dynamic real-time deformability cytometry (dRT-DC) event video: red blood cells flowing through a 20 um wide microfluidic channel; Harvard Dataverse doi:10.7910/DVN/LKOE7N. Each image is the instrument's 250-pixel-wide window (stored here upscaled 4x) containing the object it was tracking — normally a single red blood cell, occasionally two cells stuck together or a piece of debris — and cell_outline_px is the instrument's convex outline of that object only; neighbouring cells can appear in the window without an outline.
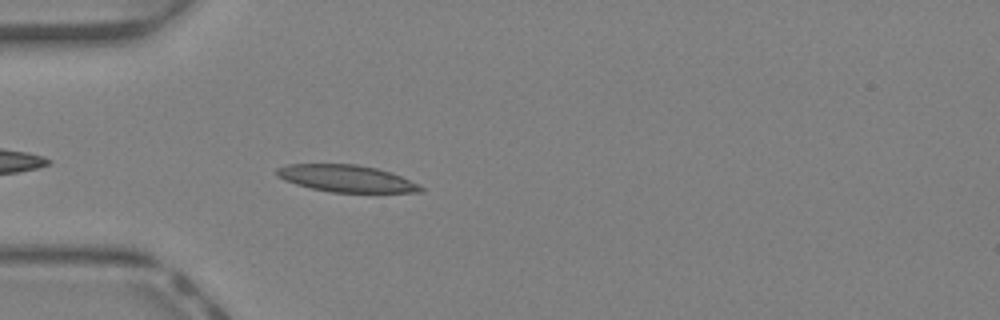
{"species": "Egyptian fruit bat (a non-hibernating species)", "species_latin": "Rousettus aegyptiacus", "temperature_condition": "warm", "stored_images_in_passage": 35, "camera_frame_rate_fps": 3000, "um_per_image_px": 0.085, "animal": {"sex": "female"}, "frame": {"image": 1, "passage_image": 4, "time_ms": 1.0, "image_size_px": [1000, 320], "cell_outline_px": [[424, 192], [332, 192], [312, 188], [296, 184], [284, 180], [276, 176], [276, 168], [288, 164], [356, 164], [376, 168], [392, 172], [424, 188]], "centroid_in_image_um": [29.4, 15.16], "position_along_channel_um": 55.6, "area_um2": 22.43}}
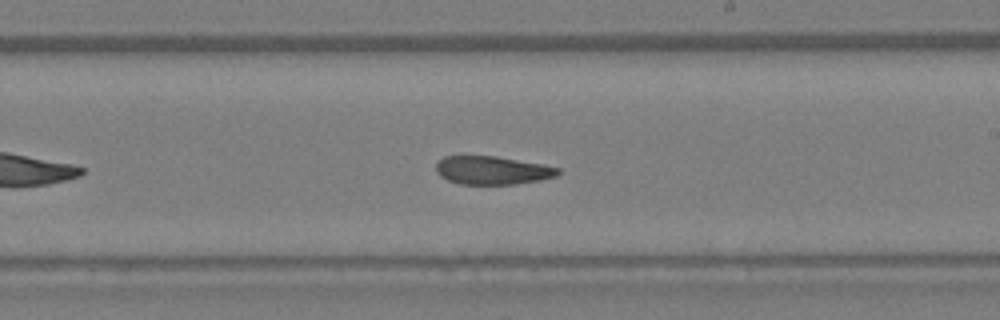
{"frame": {"image": 2, "passage_image": 17, "time_ms": 5.333, "image_size_px": [1000, 320], "cell_outline_px": [[560, 172], [556, 176], [540, 180], [516, 184], [460, 184], [448, 180], [440, 176], [436, 172], [436, 160], [444, 156], [496, 156], [544, 164], [560, 168]], "centroid_in_image_um": [41.84, 14.47], "position_along_channel_um": 247.2, "area_um2": 20.29}}
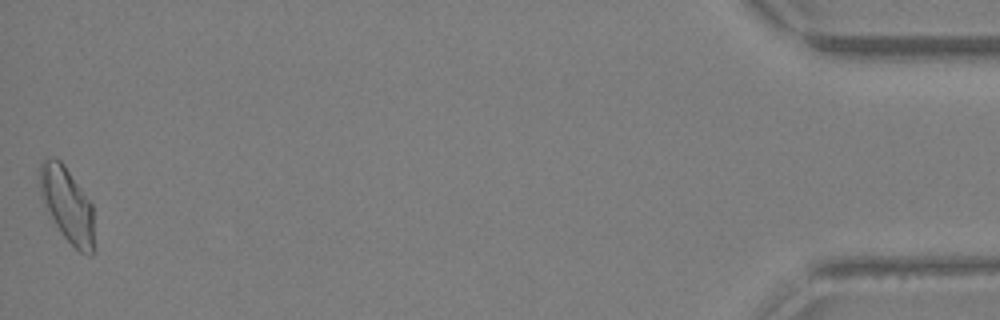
{"frame": {"image": 3, "passage_image": 35, "time_ms": 11.333, "image_size_px": [1000, 320], "cell_outline_px": [[92, 252], [80, 252], [64, 236], [56, 224], [40, 192], [40, 164], [48, 156], [56, 156], [64, 164], [92, 204]], "centroid_in_image_um": [5.69, 17.29], "position_along_channel_um": 429.5, "area_um2": 22.66}, "authors_computed_cell_mechanics": {"area_um2": 21.6172, "velocity_mm_per_s": 4.6175, "shape_relaxation_time_tau1_ms": 4.7425, "shape_relaxation_time_tau2_ms": 1.6335, "deformation_change_tau1": 0.1708, "deformation_change_tau2": 0.0891}}